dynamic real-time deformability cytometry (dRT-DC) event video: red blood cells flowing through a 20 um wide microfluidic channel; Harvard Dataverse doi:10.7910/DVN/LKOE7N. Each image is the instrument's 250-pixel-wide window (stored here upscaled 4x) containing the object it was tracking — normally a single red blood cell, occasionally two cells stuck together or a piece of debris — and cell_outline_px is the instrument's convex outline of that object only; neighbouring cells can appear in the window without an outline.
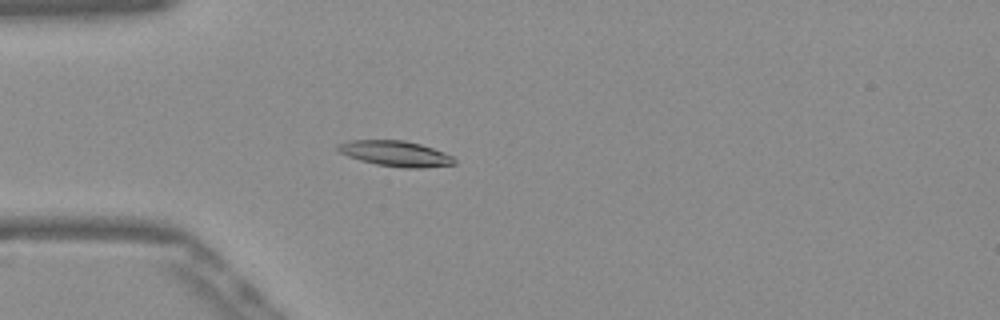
{"species": "Egyptian fruit bat (a non-hibernating species)", "species_latin": "Rousettus aegyptiacus", "temperature_condition": "warm", "stored_images_in_passage": 54, "camera_frame_rate_fps": 3000, "um_per_image_px": 0.085, "frame": {"image": 1, "passage_image": 16, "time_ms": 5.0, "image_size_px": [1000, 320], "cell_outline_px": [[456, 164], [424, 168], [404, 168], [376, 164], [360, 160], [348, 156], [340, 152], [336, 148], [336, 144], [348, 140], [404, 140], [420, 144], [444, 152], [452, 156], [456, 160]], "centroid_in_image_um": [33.62, 13.05], "position_along_channel_um": 51.4, "area_um2": 17.4}}
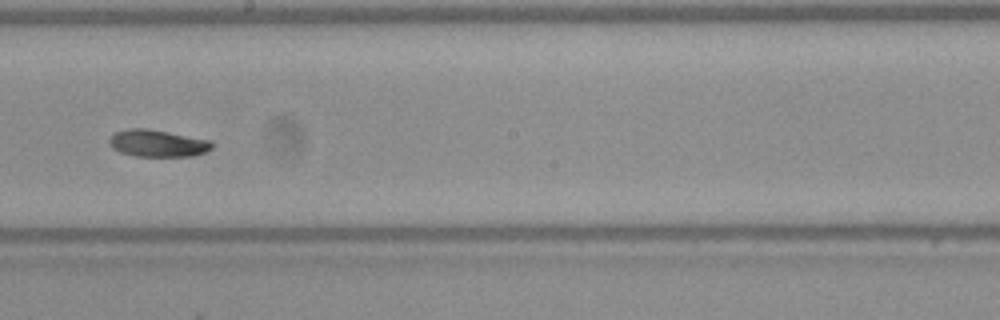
{"frame": {"image": 2, "passage_image": 31, "time_ms": 10.0, "image_size_px": [1000, 320], "cell_outline_px": [[212, 148], [204, 152], [192, 156], [136, 156], [120, 152], [112, 148], [108, 144], [108, 140], [116, 132], [128, 128], [148, 128], [212, 140]], "centroid_in_image_um": [13.38, 12.17], "position_along_channel_um": 234.8, "area_um2": 16.24}}
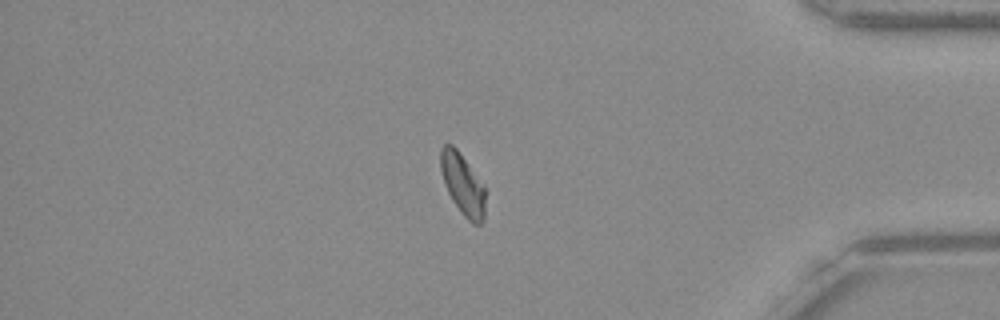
{"frame": {"image": 3, "passage_image": 46, "time_ms": 15.0, "image_size_px": [1000, 320], "cell_outline_px": [[484, 216], [480, 224], [472, 224], [460, 212], [452, 200], [444, 184], [440, 168], [440, 148], [444, 144], [452, 144], [456, 148], [484, 184]], "centroid_in_image_um": [39.31, 15.65], "position_along_channel_um": 395.9, "area_um2": 15.95}, "authors_computed_cell_mechanics": {"area_um2": 16.2996, "velocity_mm_per_s": 3.8611, "shape_relaxation_time_tau1_ms": 6.2774, "shape_relaxation_time_tau2_ms": null, "deformation_change_tau1": 0.1351, "deformation_change_tau2": null}}